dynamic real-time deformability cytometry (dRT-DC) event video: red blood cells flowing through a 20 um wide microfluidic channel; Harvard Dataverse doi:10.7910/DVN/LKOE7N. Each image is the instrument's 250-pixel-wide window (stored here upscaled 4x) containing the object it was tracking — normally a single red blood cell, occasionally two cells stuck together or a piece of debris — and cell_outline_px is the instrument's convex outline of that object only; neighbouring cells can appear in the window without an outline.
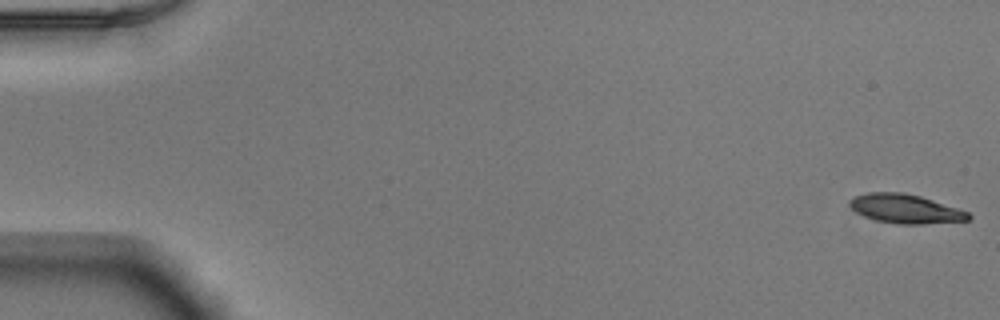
{"species": "Egyptian fruit bat (a non-hibernating species)", "species_latin": "Rousettus aegyptiacus", "temperature_condition": "warm", "stored_images_in_passage": 53, "camera_frame_rate_fps": 3000, "um_per_image_px": 0.085, "animal": {"sex": "male"}, "frame": {"image": 1, "passage_image": 1, "time_ms": 0.0, "image_size_px": [1000, 320], "cell_outline_px": [[972, 216], [968, 220], [924, 224], [896, 224], [876, 220], [864, 216], [856, 212], [848, 204], [856, 196], [868, 192], [900, 192], [920, 196], [968, 212]], "centroid_in_image_um": [76.95, 17.75], "position_along_channel_um": 8.0, "area_um2": 19.83}}
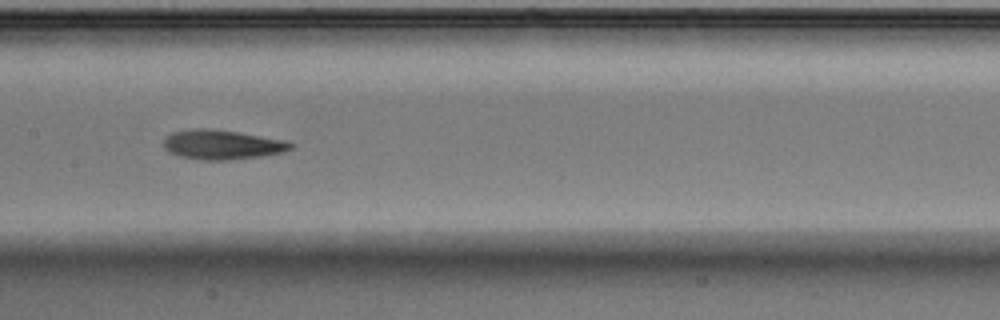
{"frame": {"image": 2, "passage_image": 27, "time_ms": 8.667, "image_size_px": [1000, 320], "cell_outline_px": [[292, 148], [284, 152], [260, 156], [228, 160], [200, 160], [180, 156], [168, 152], [164, 148], [164, 140], [172, 132], [192, 128], [208, 128], [236, 132], [288, 140], [292, 144]], "centroid_in_image_um": [18.87, 12.29], "position_along_channel_um": 188.5, "area_um2": 21.85}}
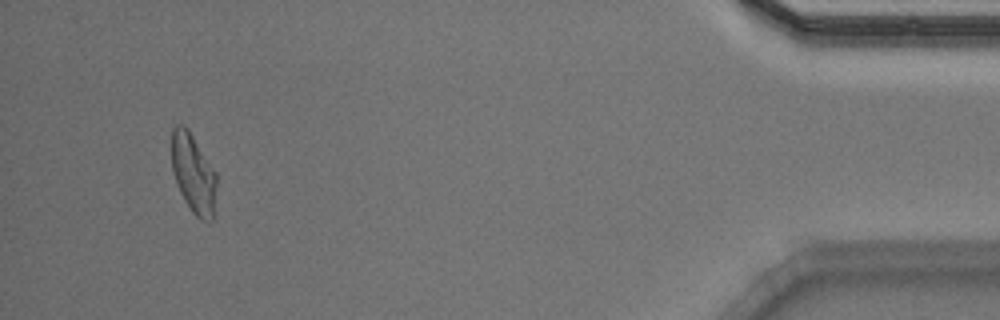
{"frame": {"image": 3, "passage_image": 50, "time_ms": 16.333, "image_size_px": [1000, 320], "cell_outline_px": [[216, 184], [212, 220], [200, 220], [192, 212], [184, 200], [176, 184], [172, 172], [172, 128], [176, 124], [184, 124], [188, 128], [216, 172]], "centroid_in_image_um": [16.41, 14.72], "position_along_channel_um": 418.8, "area_um2": 20.75}, "authors_computed_cell_mechanics": {"area_um2": 20.9814, "velocity_mm_per_s": 3.8949, "shape_relaxation_time_tau1_ms": 3.9216, "shape_relaxation_time_tau2_ms": 1.8573, "deformation_change_tau1": 0.1661, "deformation_change_tau2": 0.0993}}